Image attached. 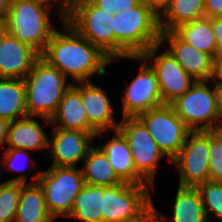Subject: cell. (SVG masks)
I'll return each mask as SVG.
<instances>
[{
	"label": "cell",
	"instance_id": "1",
	"mask_svg": "<svg viewBox=\"0 0 222 222\" xmlns=\"http://www.w3.org/2000/svg\"><path fill=\"white\" fill-rule=\"evenodd\" d=\"M41 58L68 79L71 77L72 83L91 81L95 75L105 76L106 65L111 62L65 20L60 24V30L54 31Z\"/></svg>",
	"mask_w": 222,
	"mask_h": 222
},
{
	"label": "cell",
	"instance_id": "5",
	"mask_svg": "<svg viewBox=\"0 0 222 222\" xmlns=\"http://www.w3.org/2000/svg\"><path fill=\"white\" fill-rule=\"evenodd\" d=\"M153 188L149 184H121L105 187L102 222H150L153 217Z\"/></svg>",
	"mask_w": 222,
	"mask_h": 222
},
{
	"label": "cell",
	"instance_id": "29",
	"mask_svg": "<svg viewBox=\"0 0 222 222\" xmlns=\"http://www.w3.org/2000/svg\"><path fill=\"white\" fill-rule=\"evenodd\" d=\"M208 222L222 220V182L206 181L197 186Z\"/></svg>",
	"mask_w": 222,
	"mask_h": 222
},
{
	"label": "cell",
	"instance_id": "4",
	"mask_svg": "<svg viewBox=\"0 0 222 222\" xmlns=\"http://www.w3.org/2000/svg\"><path fill=\"white\" fill-rule=\"evenodd\" d=\"M52 8L41 0H11L6 15L8 34L42 54L57 29L51 21Z\"/></svg>",
	"mask_w": 222,
	"mask_h": 222
},
{
	"label": "cell",
	"instance_id": "17",
	"mask_svg": "<svg viewBox=\"0 0 222 222\" xmlns=\"http://www.w3.org/2000/svg\"><path fill=\"white\" fill-rule=\"evenodd\" d=\"M40 58L37 50L7 34L0 41V78L23 80Z\"/></svg>",
	"mask_w": 222,
	"mask_h": 222
},
{
	"label": "cell",
	"instance_id": "10",
	"mask_svg": "<svg viewBox=\"0 0 222 222\" xmlns=\"http://www.w3.org/2000/svg\"><path fill=\"white\" fill-rule=\"evenodd\" d=\"M137 118L147 128L159 149L171 164L191 130L176 115L173 107L169 104H163L140 113Z\"/></svg>",
	"mask_w": 222,
	"mask_h": 222
},
{
	"label": "cell",
	"instance_id": "18",
	"mask_svg": "<svg viewBox=\"0 0 222 222\" xmlns=\"http://www.w3.org/2000/svg\"><path fill=\"white\" fill-rule=\"evenodd\" d=\"M87 112L81 100V82L73 83L63 95L58 109L50 119L51 125L64 130H79L88 133H98L89 123Z\"/></svg>",
	"mask_w": 222,
	"mask_h": 222
},
{
	"label": "cell",
	"instance_id": "9",
	"mask_svg": "<svg viewBox=\"0 0 222 222\" xmlns=\"http://www.w3.org/2000/svg\"><path fill=\"white\" fill-rule=\"evenodd\" d=\"M117 130L128 142L136 172L155 189V175L160 160L166 156L137 117H123Z\"/></svg>",
	"mask_w": 222,
	"mask_h": 222
},
{
	"label": "cell",
	"instance_id": "12",
	"mask_svg": "<svg viewBox=\"0 0 222 222\" xmlns=\"http://www.w3.org/2000/svg\"><path fill=\"white\" fill-rule=\"evenodd\" d=\"M117 59L141 62L139 63L138 74L124 89L121 118L137 117L140 113L163 105L159 82L150 64L142 56H128Z\"/></svg>",
	"mask_w": 222,
	"mask_h": 222
},
{
	"label": "cell",
	"instance_id": "36",
	"mask_svg": "<svg viewBox=\"0 0 222 222\" xmlns=\"http://www.w3.org/2000/svg\"><path fill=\"white\" fill-rule=\"evenodd\" d=\"M158 17L171 5L173 0H142Z\"/></svg>",
	"mask_w": 222,
	"mask_h": 222
},
{
	"label": "cell",
	"instance_id": "7",
	"mask_svg": "<svg viewBox=\"0 0 222 222\" xmlns=\"http://www.w3.org/2000/svg\"><path fill=\"white\" fill-rule=\"evenodd\" d=\"M65 21L111 60L115 59V14L103 11L90 0H73Z\"/></svg>",
	"mask_w": 222,
	"mask_h": 222
},
{
	"label": "cell",
	"instance_id": "40",
	"mask_svg": "<svg viewBox=\"0 0 222 222\" xmlns=\"http://www.w3.org/2000/svg\"><path fill=\"white\" fill-rule=\"evenodd\" d=\"M8 34V23L6 16H0V41Z\"/></svg>",
	"mask_w": 222,
	"mask_h": 222
},
{
	"label": "cell",
	"instance_id": "26",
	"mask_svg": "<svg viewBox=\"0 0 222 222\" xmlns=\"http://www.w3.org/2000/svg\"><path fill=\"white\" fill-rule=\"evenodd\" d=\"M103 194L104 186L84 184L67 218L81 222H102Z\"/></svg>",
	"mask_w": 222,
	"mask_h": 222
},
{
	"label": "cell",
	"instance_id": "8",
	"mask_svg": "<svg viewBox=\"0 0 222 222\" xmlns=\"http://www.w3.org/2000/svg\"><path fill=\"white\" fill-rule=\"evenodd\" d=\"M170 105L191 131L216 130L215 85L210 80L196 81Z\"/></svg>",
	"mask_w": 222,
	"mask_h": 222
},
{
	"label": "cell",
	"instance_id": "11",
	"mask_svg": "<svg viewBox=\"0 0 222 222\" xmlns=\"http://www.w3.org/2000/svg\"><path fill=\"white\" fill-rule=\"evenodd\" d=\"M210 131H190L171 165L179 172V186L197 187L209 181Z\"/></svg>",
	"mask_w": 222,
	"mask_h": 222
},
{
	"label": "cell",
	"instance_id": "3",
	"mask_svg": "<svg viewBox=\"0 0 222 222\" xmlns=\"http://www.w3.org/2000/svg\"><path fill=\"white\" fill-rule=\"evenodd\" d=\"M23 81L28 116L40 117L43 124L51 125L50 119L73 83L43 58L34 64Z\"/></svg>",
	"mask_w": 222,
	"mask_h": 222
},
{
	"label": "cell",
	"instance_id": "32",
	"mask_svg": "<svg viewBox=\"0 0 222 222\" xmlns=\"http://www.w3.org/2000/svg\"><path fill=\"white\" fill-rule=\"evenodd\" d=\"M95 6L103 11H109L113 14L126 9H132L139 5L142 0H90Z\"/></svg>",
	"mask_w": 222,
	"mask_h": 222
},
{
	"label": "cell",
	"instance_id": "13",
	"mask_svg": "<svg viewBox=\"0 0 222 222\" xmlns=\"http://www.w3.org/2000/svg\"><path fill=\"white\" fill-rule=\"evenodd\" d=\"M160 43L152 45L141 56L154 69L159 82L163 104H171L183 95L196 81L188 75L173 55L166 49L160 53Z\"/></svg>",
	"mask_w": 222,
	"mask_h": 222
},
{
	"label": "cell",
	"instance_id": "19",
	"mask_svg": "<svg viewBox=\"0 0 222 222\" xmlns=\"http://www.w3.org/2000/svg\"><path fill=\"white\" fill-rule=\"evenodd\" d=\"M152 220L155 222H208L197 187L179 185L174 195L171 218L158 211L153 202Z\"/></svg>",
	"mask_w": 222,
	"mask_h": 222
},
{
	"label": "cell",
	"instance_id": "31",
	"mask_svg": "<svg viewBox=\"0 0 222 222\" xmlns=\"http://www.w3.org/2000/svg\"><path fill=\"white\" fill-rule=\"evenodd\" d=\"M209 181L222 182V133L210 131Z\"/></svg>",
	"mask_w": 222,
	"mask_h": 222
},
{
	"label": "cell",
	"instance_id": "20",
	"mask_svg": "<svg viewBox=\"0 0 222 222\" xmlns=\"http://www.w3.org/2000/svg\"><path fill=\"white\" fill-rule=\"evenodd\" d=\"M38 118L26 116L10 122L4 149L48 150L49 137Z\"/></svg>",
	"mask_w": 222,
	"mask_h": 222
},
{
	"label": "cell",
	"instance_id": "39",
	"mask_svg": "<svg viewBox=\"0 0 222 222\" xmlns=\"http://www.w3.org/2000/svg\"><path fill=\"white\" fill-rule=\"evenodd\" d=\"M9 124L10 122L8 120L0 118V147L3 148L7 140Z\"/></svg>",
	"mask_w": 222,
	"mask_h": 222
},
{
	"label": "cell",
	"instance_id": "14",
	"mask_svg": "<svg viewBox=\"0 0 222 222\" xmlns=\"http://www.w3.org/2000/svg\"><path fill=\"white\" fill-rule=\"evenodd\" d=\"M52 127V138L48 143L46 154L52 159V166L75 167L83 162L88 150L94 145L98 133L79 130H64Z\"/></svg>",
	"mask_w": 222,
	"mask_h": 222
},
{
	"label": "cell",
	"instance_id": "34",
	"mask_svg": "<svg viewBox=\"0 0 222 222\" xmlns=\"http://www.w3.org/2000/svg\"><path fill=\"white\" fill-rule=\"evenodd\" d=\"M41 1H44L52 6H54V4L57 5L56 3H58L57 6L58 9L56 11H58L57 17L60 20V23H62L65 20V16L69 13L71 4L73 2V0H41Z\"/></svg>",
	"mask_w": 222,
	"mask_h": 222
},
{
	"label": "cell",
	"instance_id": "6",
	"mask_svg": "<svg viewBox=\"0 0 222 222\" xmlns=\"http://www.w3.org/2000/svg\"><path fill=\"white\" fill-rule=\"evenodd\" d=\"M37 182L43 189L47 210L55 221L70 215L75 197L85 184L80 168L52 165L32 175L29 183Z\"/></svg>",
	"mask_w": 222,
	"mask_h": 222
},
{
	"label": "cell",
	"instance_id": "27",
	"mask_svg": "<svg viewBox=\"0 0 222 222\" xmlns=\"http://www.w3.org/2000/svg\"><path fill=\"white\" fill-rule=\"evenodd\" d=\"M204 16V0H173L159 17V27L161 32L173 31L181 24Z\"/></svg>",
	"mask_w": 222,
	"mask_h": 222
},
{
	"label": "cell",
	"instance_id": "23",
	"mask_svg": "<svg viewBox=\"0 0 222 222\" xmlns=\"http://www.w3.org/2000/svg\"><path fill=\"white\" fill-rule=\"evenodd\" d=\"M82 165L85 184L110 187L122 183L111 167L107 156L96 144L88 150Z\"/></svg>",
	"mask_w": 222,
	"mask_h": 222
},
{
	"label": "cell",
	"instance_id": "16",
	"mask_svg": "<svg viewBox=\"0 0 222 222\" xmlns=\"http://www.w3.org/2000/svg\"><path fill=\"white\" fill-rule=\"evenodd\" d=\"M106 91L93 83L81 82V100L86 110L88 123L98 132L95 138L117 130L120 121H116L114 105ZM111 130V131H110Z\"/></svg>",
	"mask_w": 222,
	"mask_h": 222
},
{
	"label": "cell",
	"instance_id": "37",
	"mask_svg": "<svg viewBox=\"0 0 222 222\" xmlns=\"http://www.w3.org/2000/svg\"><path fill=\"white\" fill-rule=\"evenodd\" d=\"M210 81L213 85H222V53L213 59V72Z\"/></svg>",
	"mask_w": 222,
	"mask_h": 222
},
{
	"label": "cell",
	"instance_id": "22",
	"mask_svg": "<svg viewBox=\"0 0 222 222\" xmlns=\"http://www.w3.org/2000/svg\"><path fill=\"white\" fill-rule=\"evenodd\" d=\"M14 222H54L49 214L42 187L37 183H21Z\"/></svg>",
	"mask_w": 222,
	"mask_h": 222
},
{
	"label": "cell",
	"instance_id": "25",
	"mask_svg": "<svg viewBox=\"0 0 222 222\" xmlns=\"http://www.w3.org/2000/svg\"><path fill=\"white\" fill-rule=\"evenodd\" d=\"M183 41L197 50L217 56V44L213 35L211 18L201 17L179 25L173 30Z\"/></svg>",
	"mask_w": 222,
	"mask_h": 222
},
{
	"label": "cell",
	"instance_id": "24",
	"mask_svg": "<svg viewBox=\"0 0 222 222\" xmlns=\"http://www.w3.org/2000/svg\"><path fill=\"white\" fill-rule=\"evenodd\" d=\"M28 116L24 81L0 78V118L9 122Z\"/></svg>",
	"mask_w": 222,
	"mask_h": 222
},
{
	"label": "cell",
	"instance_id": "30",
	"mask_svg": "<svg viewBox=\"0 0 222 222\" xmlns=\"http://www.w3.org/2000/svg\"><path fill=\"white\" fill-rule=\"evenodd\" d=\"M20 192V182L0 181V222L15 221Z\"/></svg>",
	"mask_w": 222,
	"mask_h": 222
},
{
	"label": "cell",
	"instance_id": "41",
	"mask_svg": "<svg viewBox=\"0 0 222 222\" xmlns=\"http://www.w3.org/2000/svg\"><path fill=\"white\" fill-rule=\"evenodd\" d=\"M11 0H0V16H6L9 11Z\"/></svg>",
	"mask_w": 222,
	"mask_h": 222
},
{
	"label": "cell",
	"instance_id": "38",
	"mask_svg": "<svg viewBox=\"0 0 222 222\" xmlns=\"http://www.w3.org/2000/svg\"><path fill=\"white\" fill-rule=\"evenodd\" d=\"M216 130L222 127V85H215Z\"/></svg>",
	"mask_w": 222,
	"mask_h": 222
},
{
	"label": "cell",
	"instance_id": "2",
	"mask_svg": "<svg viewBox=\"0 0 222 222\" xmlns=\"http://www.w3.org/2000/svg\"><path fill=\"white\" fill-rule=\"evenodd\" d=\"M159 17L142 1L132 9L115 14V59L141 56L160 43Z\"/></svg>",
	"mask_w": 222,
	"mask_h": 222
},
{
	"label": "cell",
	"instance_id": "28",
	"mask_svg": "<svg viewBox=\"0 0 222 222\" xmlns=\"http://www.w3.org/2000/svg\"><path fill=\"white\" fill-rule=\"evenodd\" d=\"M1 152L2 156L0 158V169L5 168V171L21 173L20 175L8 179L7 182H20L28 183L27 176L24 171L33 169L37 166L36 161L30 158V151L22 149H3ZM36 165V166H35ZM23 172V174H22Z\"/></svg>",
	"mask_w": 222,
	"mask_h": 222
},
{
	"label": "cell",
	"instance_id": "15",
	"mask_svg": "<svg viewBox=\"0 0 222 222\" xmlns=\"http://www.w3.org/2000/svg\"><path fill=\"white\" fill-rule=\"evenodd\" d=\"M160 44L168 46L166 49L195 81L211 79L214 59L211 55L190 46L174 31L161 32Z\"/></svg>",
	"mask_w": 222,
	"mask_h": 222
},
{
	"label": "cell",
	"instance_id": "35",
	"mask_svg": "<svg viewBox=\"0 0 222 222\" xmlns=\"http://www.w3.org/2000/svg\"><path fill=\"white\" fill-rule=\"evenodd\" d=\"M211 26L217 44V55L222 53V16L211 18Z\"/></svg>",
	"mask_w": 222,
	"mask_h": 222
},
{
	"label": "cell",
	"instance_id": "21",
	"mask_svg": "<svg viewBox=\"0 0 222 222\" xmlns=\"http://www.w3.org/2000/svg\"><path fill=\"white\" fill-rule=\"evenodd\" d=\"M114 135L107 143L96 145L107 156L115 174L122 182L131 184H148L135 169L131 150L125 137L113 130Z\"/></svg>",
	"mask_w": 222,
	"mask_h": 222
},
{
	"label": "cell",
	"instance_id": "33",
	"mask_svg": "<svg viewBox=\"0 0 222 222\" xmlns=\"http://www.w3.org/2000/svg\"><path fill=\"white\" fill-rule=\"evenodd\" d=\"M204 7L206 17L222 16V0H204Z\"/></svg>",
	"mask_w": 222,
	"mask_h": 222
}]
</instances>
